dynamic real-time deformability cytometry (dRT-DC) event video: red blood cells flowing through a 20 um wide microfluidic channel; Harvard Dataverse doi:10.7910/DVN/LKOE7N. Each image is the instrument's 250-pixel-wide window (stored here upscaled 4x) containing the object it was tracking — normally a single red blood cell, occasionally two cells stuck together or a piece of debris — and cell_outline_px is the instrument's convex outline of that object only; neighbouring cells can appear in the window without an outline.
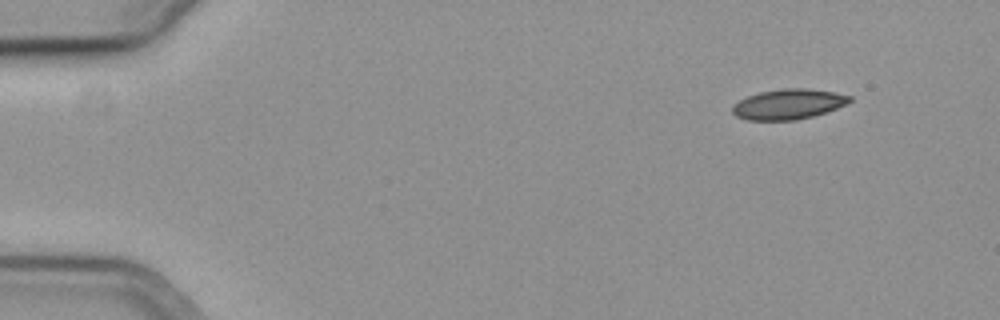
{"species": "common noctule bat (a hibernating species)", "species_latin": "Nyctalus noctula", "temperature_condition": "cold", "stored_images_in_passage": 7, "camera_frame_rate_fps": 3000, "um_per_image_px": 0.085, "animal": {"sex": "female", "body_mass_g": 19.3, "forearm_length_mm": 54.1}, "frame": {"image": 1, "passage_image": 1, "time_ms": 0.0, "image_size_px": [1000, 320], "cell_outline_px": [[852, 100], [836, 108], [812, 116], [796, 120], [748, 120], [736, 116], [732, 112], [732, 104], [748, 96], [760, 92], [780, 88], [808, 88], [836, 92], [852, 96]], "centroid_in_image_um": [67.0, 8.84], "position_along_channel_um": 18.0, "area_um2": 20.63}}